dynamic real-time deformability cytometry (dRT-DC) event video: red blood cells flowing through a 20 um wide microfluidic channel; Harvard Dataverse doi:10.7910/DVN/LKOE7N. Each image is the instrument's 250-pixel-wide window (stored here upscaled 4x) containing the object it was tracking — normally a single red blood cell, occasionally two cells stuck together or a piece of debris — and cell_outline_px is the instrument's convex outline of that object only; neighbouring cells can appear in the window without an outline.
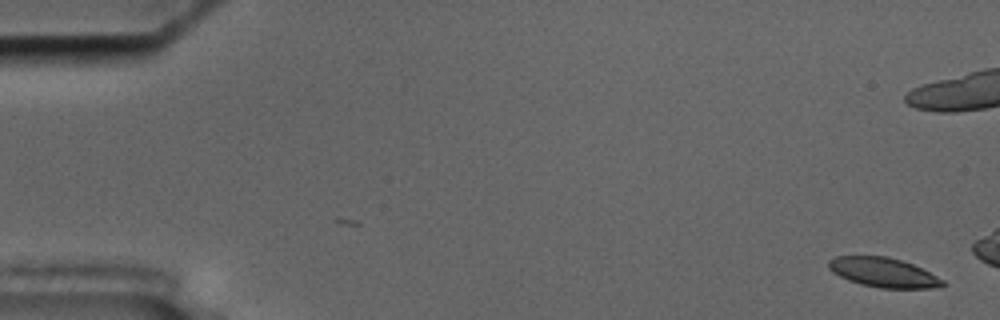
{"species": "common noctule bat (a hibernating species)", "species_latin": "Nyctalus noctula", "temperature_condition": "cold", "stored_images_in_passage": 13, "camera_frame_rate_fps": 3000, "um_per_image_px": 0.085, "animal": {"sex": "male", "body_mass_g": 17.5, "forearm_length_mm": 52.3}, "frame": {"image": 1, "passage_image": 1, "time_ms": 0.0, "image_size_px": [1000, 320], "cell_outline_px": [[944, 284], [940, 288], [880, 288], [860, 284], [848, 280], [832, 272], [828, 268], [828, 260], [836, 256], [888, 256], [912, 264], [944, 280]], "centroid_in_image_um": [75.06, 23.16], "position_along_channel_um": 9.9, "area_um2": 19.54}}